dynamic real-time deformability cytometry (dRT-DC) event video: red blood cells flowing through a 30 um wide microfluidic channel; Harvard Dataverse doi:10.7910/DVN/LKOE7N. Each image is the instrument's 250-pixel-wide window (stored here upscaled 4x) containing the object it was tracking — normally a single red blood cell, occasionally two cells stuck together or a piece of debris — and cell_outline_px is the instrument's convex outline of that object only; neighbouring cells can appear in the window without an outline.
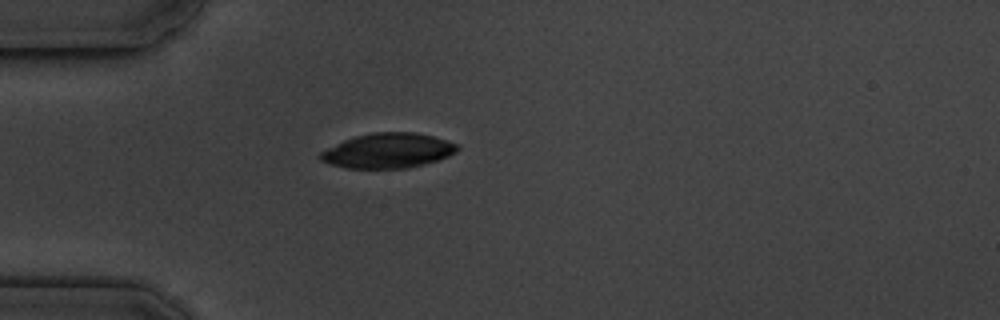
{"species": "common noctule bat (a hibernating species)", "species_latin": "Nyctalus noctula", "temperature_condition": "cold", "stored_images_in_passage": 1, "camera_frame_rate_fps": 3000, "um_per_image_px": 0.085, "animal": {"sex": "male", "body_mass_g": 19.5, "forearm_length_mm": 54.6}, "frame": {"image": 1, "passage_image": 1, "time_ms": 0.0, "image_size_px": [1000, 320], "cell_outline_px": [[460, 148], [456, 152], [448, 156], [424, 164], [408, 168], [344, 168], [320, 160], [320, 152], [344, 140], [356, 136], [372, 132], [412, 132], [432, 136], [460, 144]], "centroid_in_image_um": [33.0, 12.8], "position_along_channel_um": 52.0, "area_um2": 27.69}}